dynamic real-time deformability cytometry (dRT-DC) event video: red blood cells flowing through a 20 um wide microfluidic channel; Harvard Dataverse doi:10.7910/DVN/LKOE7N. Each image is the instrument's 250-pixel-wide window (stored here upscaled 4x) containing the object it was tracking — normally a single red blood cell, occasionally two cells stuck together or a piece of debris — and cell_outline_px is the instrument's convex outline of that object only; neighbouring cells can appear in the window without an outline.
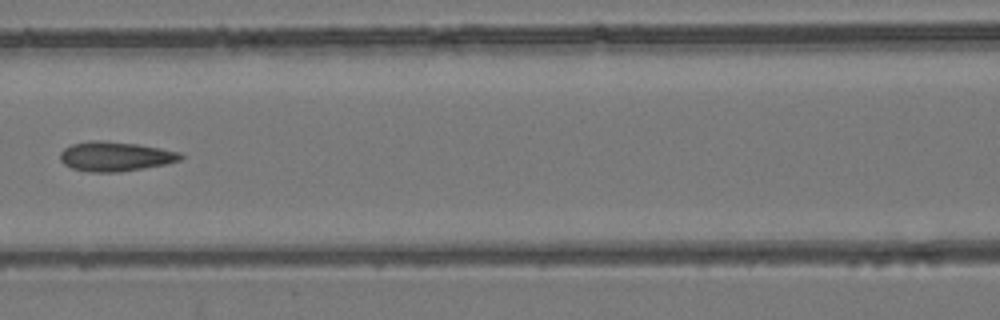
{"species": "common noctule bat (a hibernating species)", "species_latin": "Nyctalus noctula", "temperature_condition": "room temperature", "stored_images_in_passage": 5, "camera_frame_rate_fps": 3000, "um_per_image_px": 0.085, "animal": {"sex": "female", "body_mass_g": 24.6, "forearm_length_mm": 56.2}, "frame": {"image": 1, "passage_image": 4, "time_ms": 1.0, "image_size_px": [1000, 320], "cell_outline_px": [[184, 156], [180, 160], [164, 164], [144, 168], [120, 172], [88, 172], [72, 168], [64, 164], [60, 160], [60, 152], [64, 148], [72, 144], [92, 140], [100, 140], [136, 144], [160, 148], [180, 152]], "centroid_in_image_um": [9.77, 13.3], "position_along_channel_um": 156.8, "area_um2": 20.69}}
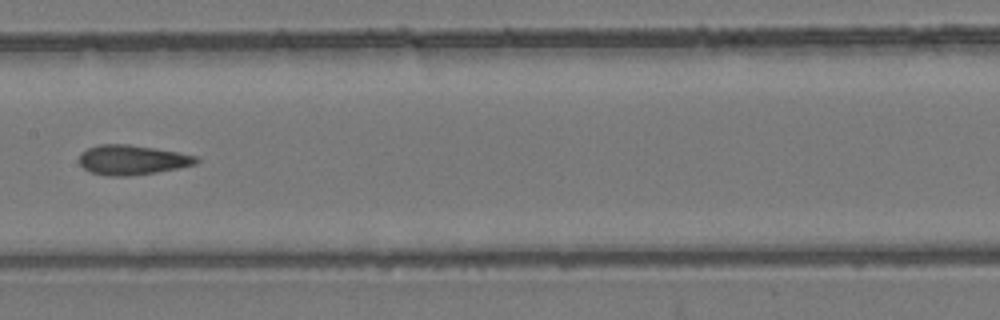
{"frame": {"image": 2, "passage_image": 5, "time_ms": 1.333, "image_size_px": [1000, 320], "cell_outline_px": [[200, 160], [196, 164], [180, 168], [156, 172], [128, 176], [108, 176], [92, 172], [84, 168], [80, 164], [80, 152], [88, 148], [100, 144], [128, 144], [200, 156]], "centroid_in_image_um": [11.26, 13.59], "position_along_channel_um": 196.1, "area_um2": 20.23}}